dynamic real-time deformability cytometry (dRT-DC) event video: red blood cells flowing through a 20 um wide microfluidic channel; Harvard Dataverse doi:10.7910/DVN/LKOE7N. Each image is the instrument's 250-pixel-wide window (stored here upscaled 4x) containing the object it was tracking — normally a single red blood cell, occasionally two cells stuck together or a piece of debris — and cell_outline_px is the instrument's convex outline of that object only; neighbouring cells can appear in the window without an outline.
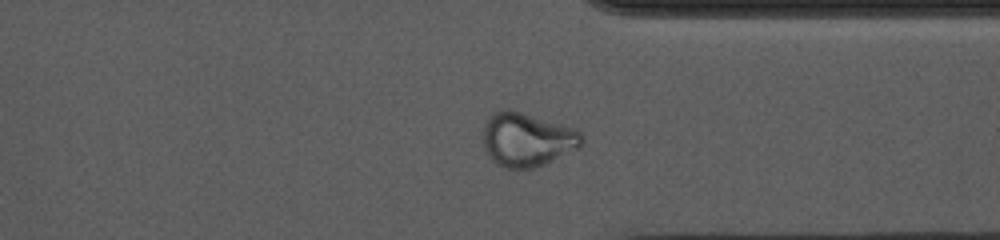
{"species": "common noctule bat (a hibernating species)", "species_latin": "Nyctalus noctula", "temperature_condition": "cold", "stored_images_in_passage": 52, "camera_frame_rate_fps": 3000, "um_per_image_px": 0.085, "animal": {"sex": "female", "body_mass_g": 10.0, "forearm_length_mm": 53.1}, "frame": {"image": 1, "passage_image": 39, "time_ms": 12.667, "image_size_px": [1000, 240], "cell_outline_px": [[584, 140], [580, 148], [544, 164], [532, 168], [504, 168], [496, 164], [492, 160], [484, 148], [484, 128], [492, 112], [504, 108], [508, 108], [564, 124], [576, 128], [580, 132]], "centroid_in_image_um": [44.83, 11.85], "position_along_channel_um": 366.6, "area_um2": 31.15}}
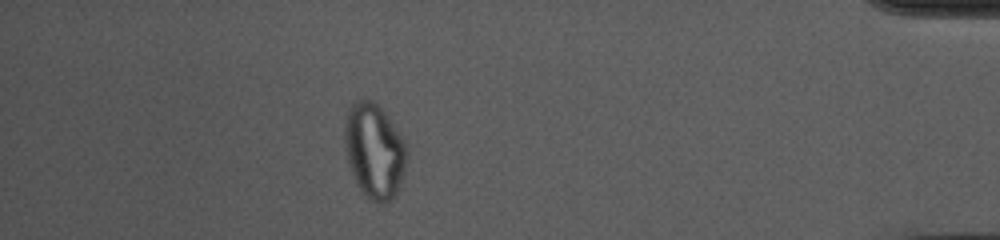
{"frame": {"image": 2, "passage_image": 46, "time_ms": 15.0, "image_size_px": [1000, 240], "cell_outline_px": [[408, 160], [396, 192], [392, 200], [372, 200], [364, 196], [356, 184], [348, 160], [344, 144], [344, 120], [348, 108], [356, 100], [372, 100], [388, 116], [404, 140], [408, 148]], "centroid_in_image_um": [31.81, 12.78], "position_along_channel_um": 403.4, "area_um2": 34.28}, "authors_computed_cell_mechanics": {"area_um2": 28.2064, "velocity_mm_per_s": 3.7062, "shape_relaxation_time_tau1_ms": null, "shape_relaxation_time_tau2_ms": 2.0643, "deformation_change_tau1": null, "deformation_change_tau2": 0.0825}}